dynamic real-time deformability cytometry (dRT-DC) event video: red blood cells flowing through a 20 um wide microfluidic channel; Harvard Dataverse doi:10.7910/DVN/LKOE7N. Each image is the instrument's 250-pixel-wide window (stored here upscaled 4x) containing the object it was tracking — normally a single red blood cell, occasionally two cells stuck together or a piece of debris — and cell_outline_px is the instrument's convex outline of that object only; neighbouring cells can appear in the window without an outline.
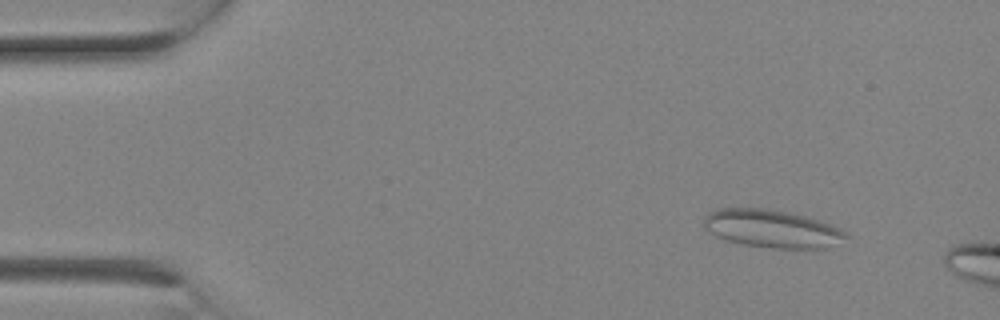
{"species": "Egyptian fruit bat (a non-hibernating species)", "species_latin": "Rousettus aegyptiacus", "temperature_condition": "room temperature", "stored_images_in_passage": 3, "camera_frame_rate_fps": 3000, "um_per_image_px": 0.085, "animal": {"sex": "female"}, "frame": {"image": 1, "passage_image": 1, "time_ms": 0.0, "image_size_px": [1000, 320], "cell_outline_px": [[852, 236], [828, 248], [772, 248], [744, 244], [724, 240], [716, 236], [704, 228], [704, 216], [708, 212], [716, 208], [764, 208], [792, 212], [808, 216], [832, 224], [848, 232]], "centroid_in_image_um": [65.66, 19.43], "position_along_channel_um": 19.3, "area_um2": 31.96}}